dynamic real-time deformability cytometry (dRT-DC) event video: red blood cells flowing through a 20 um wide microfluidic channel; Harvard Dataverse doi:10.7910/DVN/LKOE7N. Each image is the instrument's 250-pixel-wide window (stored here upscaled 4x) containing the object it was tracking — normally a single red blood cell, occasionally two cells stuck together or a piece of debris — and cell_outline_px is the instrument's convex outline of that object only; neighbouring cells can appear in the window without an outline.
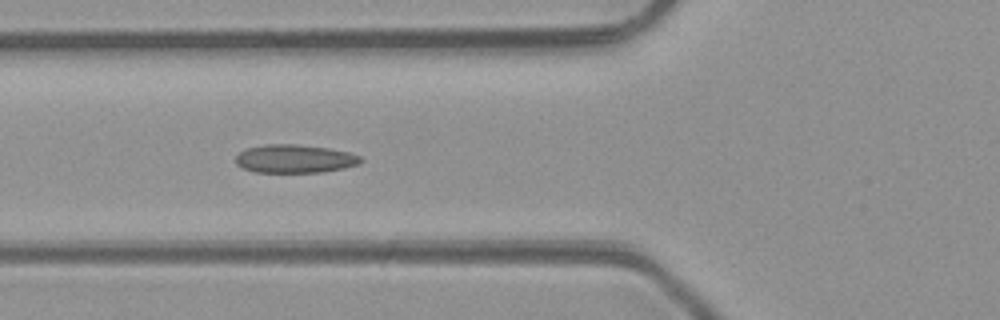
{"species": "common noctule bat (a hibernating species)", "species_latin": "Nyctalus noctula", "temperature_condition": "room temperature", "stored_images_in_passage": 9, "camera_frame_rate_fps": 3000, "um_per_image_px": 0.085, "animal": {"sex": "male", "body_mass_g": 23.1, "forearm_length_mm": 52.7}, "frame": {"image": 1, "passage_image": 7, "time_ms": 7.0, "image_size_px": [1000, 320], "cell_outline_px": [[364, 160], [360, 164], [344, 168], [324, 172], [252, 172], [236, 164], [236, 156], [240, 152], [248, 148], [264, 144], [296, 144], [328, 148], [348, 152], [360, 156]], "centroid_in_image_um": [25.07, 13.5], "position_along_channel_um": 100.7, "area_um2": 20.69}}
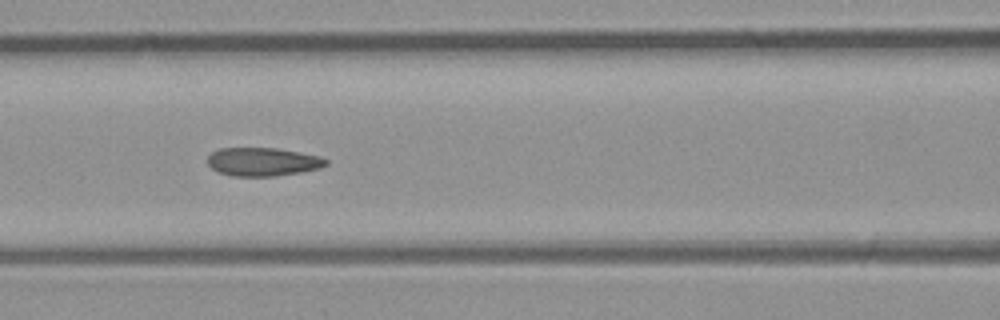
{"frame": {"image": 2, "passage_image": 8, "time_ms": 8.0, "image_size_px": [1000, 320], "cell_outline_px": [[328, 164], [320, 168], [300, 172], [276, 176], [232, 176], [220, 172], [212, 168], [208, 164], [208, 156], [212, 152], [220, 148], [276, 148], [300, 152], [320, 156], [328, 160]], "centroid_in_image_um": [22.36, 13.75], "position_along_channel_um": 144.2, "area_um2": 19.59}}
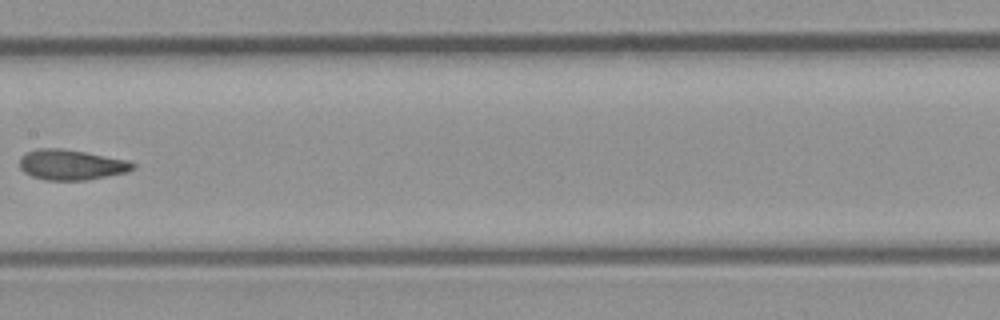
{"frame": {"image": 3, "passage_image": 9, "time_ms": 9.333, "image_size_px": [1000, 320], "cell_outline_px": [[136, 168], [128, 172], [84, 180], [44, 180], [32, 176], [24, 172], [20, 168], [20, 156], [28, 152], [40, 148], [60, 148], [84, 152], [128, 160], [136, 164]], "centroid_in_image_um": [6.07, 14.01], "position_along_channel_um": 201.3, "area_um2": 19.94}}